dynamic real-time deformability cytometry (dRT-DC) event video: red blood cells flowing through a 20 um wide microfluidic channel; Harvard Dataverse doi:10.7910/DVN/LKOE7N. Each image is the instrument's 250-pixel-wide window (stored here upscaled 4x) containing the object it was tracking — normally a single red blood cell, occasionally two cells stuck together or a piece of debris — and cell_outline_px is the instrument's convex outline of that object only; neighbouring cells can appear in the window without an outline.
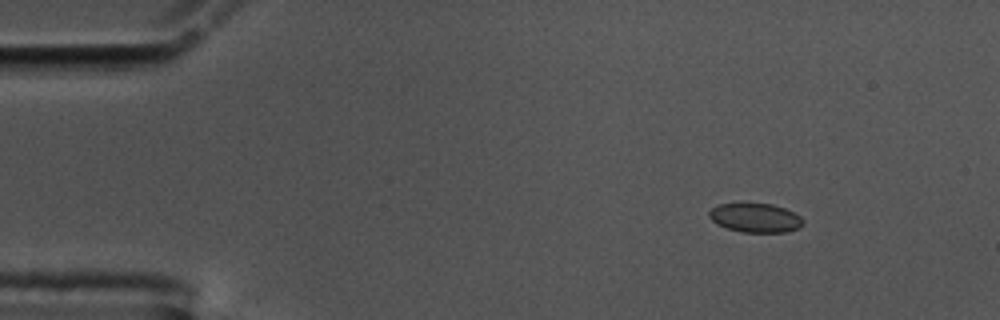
{"species": "common noctule bat (a hibernating species)", "species_latin": "Nyctalus noctula", "temperature_condition": "cold", "stored_images_in_passage": 50, "camera_frame_rate_fps": 3000, "um_per_image_px": 0.085, "animal": {"sex": "male", "body_mass_g": 17.5, "forearm_length_mm": 52.3}, "frame": {"image": 1, "passage_image": 1, "time_ms": 0.0, "image_size_px": [1000, 320], "cell_outline_px": [[804, 224], [800, 228], [788, 232], [740, 232], [716, 224], [708, 216], [708, 212], [712, 208], [720, 204], [772, 204], [784, 208], [800, 216], [804, 220]], "centroid_in_image_um": [64.23, 18.53], "position_along_channel_um": 20.8, "area_um2": 15.9}}
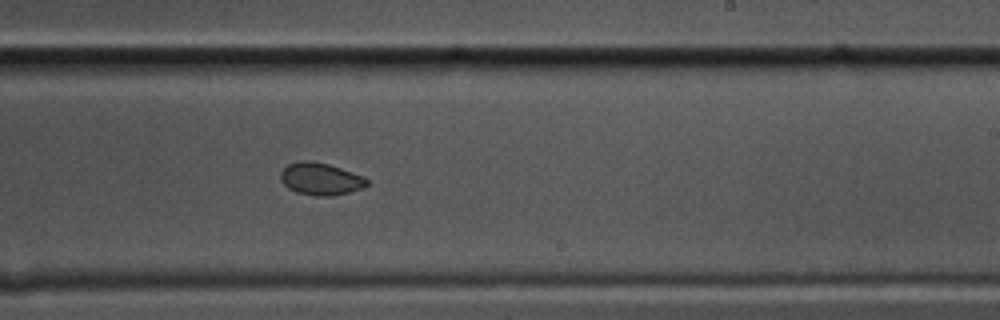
{"frame": {"image": 2, "passage_image": 28, "time_ms": 9.0, "image_size_px": [1000, 320], "cell_outline_px": [[372, 184], [348, 192], [332, 196], [316, 196], [296, 192], [288, 188], [280, 180], [280, 172], [288, 164], [300, 160], [312, 160], [328, 164], [364, 176]], "centroid_in_image_um": [27.24, 15.2], "position_along_channel_um": 261.8, "area_um2": 16.36}}
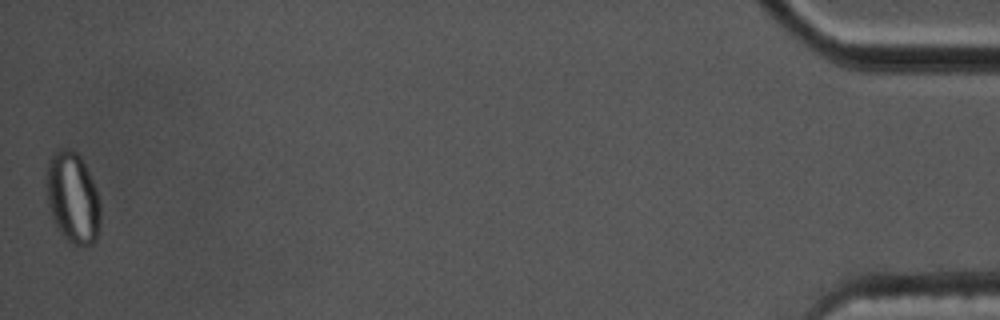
{"frame": {"image": 3, "passage_image": 50, "time_ms": 16.333, "image_size_px": [1000, 320], "cell_outline_px": [[100, 228], [96, 240], [92, 244], [84, 248], [80, 248], [72, 244], [60, 232], [52, 216], [48, 204], [48, 160], [52, 152], [56, 148], [68, 148], [76, 152], [80, 156], [92, 180], [100, 200]], "centroid_in_image_um": [6.21, 16.84], "position_along_channel_um": 429.0, "area_um2": 28.67}, "authors_computed_cell_mechanics": {"area_um2": 16.2996, "velocity_mm_per_s": 3.5651, "shape_relaxation_time_tau1_ms": null, "shape_relaxation_time_tau2_ms": 7.6675, "deformation_change_tau1": null, "deformation_change_tau2": 0.0664}}